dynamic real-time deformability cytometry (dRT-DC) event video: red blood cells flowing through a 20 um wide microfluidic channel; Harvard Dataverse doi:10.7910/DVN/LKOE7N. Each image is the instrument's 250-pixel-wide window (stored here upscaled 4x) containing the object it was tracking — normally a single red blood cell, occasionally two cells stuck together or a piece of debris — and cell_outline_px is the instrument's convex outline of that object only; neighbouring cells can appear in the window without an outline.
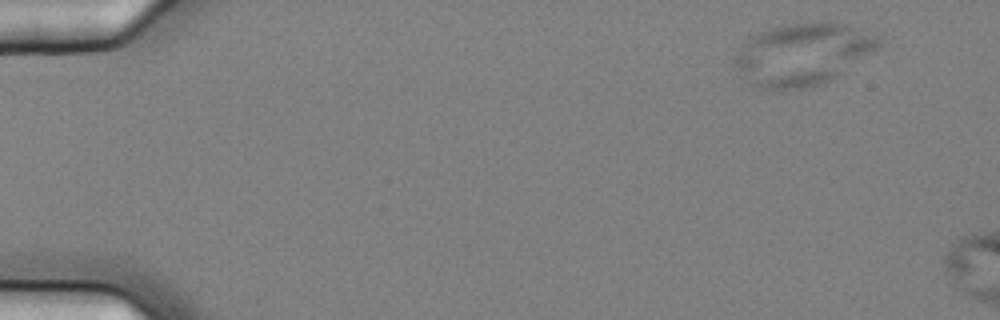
{"species": "common noctule bat (a hibernating species)", "species_latin": "Nyctalus noctula", "temperature_condition": "cold", "stored_images_in_passage": 5, "camera_frame_rate_fps": 3000, "um_per_image_px": 0.085, "animal": {"sex": "female", "body_mass_g": 25.1}, "frame": {"image": 1, "passage_image": 1, "time_ms": 0.0, "image_size_px": [1000, 320], "cell_outline_px": [[880, 48], [832, 80], [820, 84], [804, 88], [772, 92], [748, 84], [740, 76], [732, 64], [740, 48], [752, 36], [760, 32], [772, 28], [812, 20], [828, 20], [880, 32]], "centroid_in_image_um": [68.28, 4.61], "position_along_channel_um": 16.7, "area_um2": 53.52}}